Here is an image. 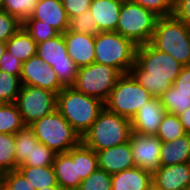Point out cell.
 Segmentation results:
<instances>
[{
	"label": "cell",
	"instance_id": "cell-47",
	"mask_svg": "<svg viewBox=\"0 0 190 190\" xmlns=\"http://www.w3.org/2000/svg\"><path fill=\"white\" fill-rule=\"evenodd\" d=\"M38 190H63L60 186H50L47 188H40Z\"/></svg>",
	"mask_w": 190,
	"mask_h": 190
},
{
	"label": "cell",
	"instance_id": "cell-16",
	"mask_svg": "<svg viewBox=\"0 0 190 190\" xmlns=\"http://www.w3.org/2000/svg\"><path fill=\"white\" fill-rule=\"evenodd\" d=\"M63 35L68 55L78 68L88 66L94 62L95 36L69 30Z\"/></svg>",
	"mask_w": 190,
	"mask_h": 190
},
{
	"label": "cell",
	"instance_id": "cell-9",
	"mask_svg": "<svg viewBox=\"0 0 190 190\" xmlns=\"http://www.w3.org/2000/svg\"><path fill=\"white\" fill-rule=\"evenodd\" d=\"M122 75L118 69L93 62L78 68L72 87L78 92L105 102Z\"/></svg>",
	"mask_w": 190,
	"mask_h": 190
},
{
	"label": "cell",
	"instance_id": "cell-45",
	"mask_svg": "<svg viewBox=\"0 0 190 190\" xmlns=\"http://www.w3.org/2000/svg\"><path fill=\"white\" fill-rule=\"evenodd\" d=\"M6 51V42L0 41V61L3 53Z\"/></svg>",
	"mask_w": 190,
	"mask_h": 190
},
{
	"label": "cell",
	"instance_id": "cell-42",
	"mask_svg": "<svg viewBox=\"0 0 190 190\" xmlns=\"http://www.w3.org/2000/svg\"><path fill=\"white\" fill-rule=\"evenodd\" d=\"M190 28V0H174V14Z\"/></svg>",
	"mask_w": 190,
	"mask_h": 190
},
{
	"label": "cell",
	"instance_id": "cell-20",
	"mask_svg": "<svg viewBox=\"0 0 190 190\" xmlns=\"http://www.w3.org/2000/svg\"><path fill=\"white\" fill-rule=\"evenodd\" d=\"M123 0H92L90 11L99 32L116 31Z\"/></svg>",
	"mask_w": 190,
	"mask_h": 190
},
{
	"label": "cell",
	"instance_id": "cell-44",
	"mask_svg": "<svg viewBox=\"0 0 190 190\" xmlns=\"http://www.w3.org/2000/svg\"><path fill=\"white\" fill-rule=\"evenodd\" d=\"M187 134H190V108L178 115Z\"/></svg>",
	"mask_w": 190,
	"mask_h": 190
},
{
	"label": "cell",
	"instance_id": "cell-17",
	"mask_svg": "<svg viewBox=\"0 0 190 190\" xmlns=\"http://www.w3.org/2000/svg\"><path fill=\"white\" fill-rule=\"evenodd\" d=\"M98 168L115 174L135 166L130 142L96 152Z\"/></svg>",
	"mask_w": 190,
	"mask_h": 190
},
{
	"label": "cell",
	"instance_id": "cell-5",
	"mask_svg": "<svg viewBox=\"0 0 190 190\" xmlns=\"http://www.w3.org/2000/svg\"><path fill=\"white\" fill-rule=\"evenodd\" d=\"M135 45L131 40L116 31L99 32L95 36V63L130 73L136 59Z\"/></svg>",
	"mask_w": 190,
	"mask_h": 190
},
{
	"label": "cell",
	"instance_id": "cell-31",
	"mask_svg": "<svg viewBox=\"0 0 190 190\" xmlns=\"http://www.w3.org/2000/svg\"><path fill=\"white\" fill-rule=\"evenodd\" d=\"M21 86L19 76L0 71V103H15Z\"/></svg>",
	"mask_w": 190,
	"mask_h": 190
},
{
	"label": "cell",
	"instance_id": "cell-27",
	"mask_svg": "<svg viewBox=\"0 0 190 190\" xmlns=\"http://www.w3.org/2000/svg\"><path fill=\"white\" fill-rule=\"evenodd\" d=\"M25 126L15 103H0V133L15 134Z\"/></svg>",
	"mask_w": 190,
	"mask_h": 190
},
{
	"label": "cell",
	"instance_id": "cell-2",
	"mask_svg": "<svg viewBox=\"0 0 190 190\" xmlns=\"http://www.w3.org/2000/svg\"><path fill=\"white\" fill-rule=\"evenodd\" d=\"M103 108L104 102L100 99L78 92L72 86L64 87L57 94L56 109L81 138L91 128Z\"/></svg>",
	"mask_w": 190,
	"mask_h": 190
},
{
	"label": "cell",
	"instance_id": "cell-7",
	"mask_svg": "<svg viewBox=\"0 0 190 190\" xmlns=\"http://www.w3.org/2000/svg\"><path fill=\"white\" fill-rule=\"evenodd\" d=\"M159 16L131 0H123L116 32L140 46L150 43Z\"/></svg>",
	"mask_w": 190,
	"mask_h": 190
},
{
	"label": "cell",
	"instance_id": "cell-41",
	"mask_svg": "<svg viewBox=\"0 0 190 190\" xmlns=\"http://www.w3.org/2000/svg\"><path fill=\"white\" fill-rule=\"evenodd\" d=\"M69 19L90 9L92 0H61Z\"/></svg>",
	"mask_w": 190,
	"mask_h": 190
},
{
	"label": "cell",
	"instance_id": "cell-33",
	"mask_svg": "<svg viewBox=\"0 0 190 190\" xmlns=\"http://www.w3.org/2000/svg\"><path fill=\"white\" fill-rule=\"evenodd\" d=\"M22 27L37 44L53 38L59 34V32L52 26L45 25L43 21H38L35 19H26L22 23Z\"/></svg>",
	"mask_w": 190,
	"mask_h": 190
},
{
	"label": "cell",
	"instance_id": "cell-23",
	"mask_svg": "<svg viewBox=\"0 0 190 190\" xmlns=\"http://www.w3.org/2000/svg\"><path fill=\"white\" fill-rule=\"evenodd\" d=\"M6 50L22 62L37 55V43L21 27L7 42Z\"/></svg>",
	"mask_w": 190,
	"mask_h": 190
},
{
	"label": "cell",
	"instance_id": "cell-48",
	"mask_svg": "<svg viewBox=\"0 0 190 190\" xmlns=\"http://www.w3.org/2000/svg\"><path fill=\"white\" fill-rule=\"evenodd\" d=\"M3 0H0V10H2Z\"/></svg>",
	"mask_w": 190,
	"mask_h": 190
},
{
	"label": "cell",
	"instance_id": "cell-10",
	"mask_svg": "<svg viewBox=\"0 0 190 190\" xmlns=\"http://www.w3.org/2000/svg\"><path fill=\"white\" fill-rule=\"evenodd\" d=\"M37 55L56 72L59 82L64 87L74 84L78 67L68 55L63 34L59 33L57 36L37 44Z\"/></svg>",
	"mask_w": 190,
	"mask_h": 190
},
{
	"label": "cell",
	"instance_id": "cell-12",
	"mask_svg": "<svg viewBox=\"0 0 190 190\" xmlns=\"http://www.w3.org/2000/svg\"><path fill=\"white\" fill-rule=\"evenodd\" d=\"M136 167L154 173L161 167L160 152L162 141L156 135L131 132L129 138Z\"/></svg>",
	"mask_w": 190,
	"mask_h": 190
},
{
	"label": "cell",
	"instance_id": "cell-4",
	"mask_svg": "<svg viewBox=\"0 0 190 190\" xmlns=\"http://www.w3.org/2000/svg\"><path fill=\"white\" fill-rule=\"evenodd\" d=\"M150 43L183 66L190 65V28L174 15L158 18Z\"/></svg>",
	"mask_w": 190,
	"mask_h": 190
},
{
	"label": "cell",
	"instance_id": "cell-28",
	"mask_svg": "<svg viewBox=\"0 0 190 190\" xmlns=\"http://www.w3.org/2000/svg\"><path fill=\"white\" fill-rule=\"evenodd\" d=\"M182 123L176 114L166 112L162 118L160 126L157 130L156 136L162 142H172L178 137L186 135Z\"/></svg>",
	"mask_w": 190,
	"mask_h": 190
},
{
	"label": "cell",
	"instance_id": "cell-3",
	"mask_svg": "<svg viewBox=\"0 0 190 190\" xmlns=\"http://www.w3.org/2000/svg\"><path fill=\"white\" fill-rule=\"evenodd\" d=\"M131 132V120L104 107L81 142L98 152L128 142Z\"/></svg>",
	"mask_w": 190,
	"mask_h": 190
},
{
	"label": "cell",
	"instance_id": "cell-37",
	"mask_svg": "<svg viewBox=\"0 0 190 190\" xmlns=\"http://www.w3.org/2000/svg\"><path fill=\"white\" fill-rule=\"evenodd\" d=\"M152 11L159 17L172 16L174 14V0H131Z\"/></svg>",
	"mask_w": 190,
	"mask_h": 190
},
{
	"label": "cell",
	"instance_id": "cell-15",
	"mask_svg": "<svg viewBox=\"0 0 190 190\" xmlns=\"http://www.w3.org/2000/svg\"><path fill=\"white\" fill-rule=\"evenodd\" d=\"M166 113L160 98L153 97L144 103L131 119V130L143 135H156L162 118Z\"/></svg>",
	"mask_w": 190,
	"mask_h": 190
},
{
	"label": "cell",
	"instance_id": "cell-40",
	"mask_svg": "<svg viewBox=\"0 0 190 190\" xmlns=\"http://www.w3.org/2000/svg\"><path fill=\"white\" fill-rule=\"evenodd\" d=\"M22 65L23 62L21 60L6 50L1 57L0 71L20 77Z\"/></svg>",
	"mask_w": 190,
	"mask_h": 190
},
{
	"label": "cell",
	"instance_id": "cell-36",
	"mask_svg": "<svg viewBox=\"0 0 190 190\" xmlns=\"http://www.w3.org/2000/svg\"><path fill=\"white\" fill-rule=\"evenodd\" d=\"M77 190H111V174L97 168L86 179H83Z\"/></svg>",
	"mask_w": 190,
	"mask_h": 190
},
{
	"label": "cell",
	"instance_id": "cell-30",
	"mask_svg": "<svg viewBox=\"0 0 190 190\" xmlns=\"http://www.w3.org/2000/svg\"><path fill=\"white\" fill-rule=\"evenodd\" d=\"M14 134L0 133V169L4 172L17 170Z\"/></svg>",
	"mask_w": 190,
	"mask_h": 190
},
{
	"label": "cell",
	"instance_id": "cell-29",
	"mask_svg": "<svg viewBox=\"0 0 190 190\" xmlns=\"http://www.w3.org/2000/svg\"><path fill=\"white\" fill-rule=\"evenodd\" d=\"M15 158L19 167L27 157H30L33 145L39 141L34 136L33 130L29 126L17 131L15 134Z\"/></svg>",
	"mask_w": 190,
	"mask_h": 190
},
{
	"label": "cell",
	"instance_id": "cell-8",
	"mask_svg": "<svg viewBox=\"0 0 190 190\" xmlns=\"http://www.w3.org/2000/svg\"><path fill=\"white\" fill-rule=\"evenodd\" d=\"M153 96L130 74H123L116 87L104 102V107L111 112L131 120L141 106Z\"/></svg>",
	"mask_w": 190,
	"mask_h": 190
},
{
	"label": "cell",
	"instance_id": "cell-19",
	"mask_svg": "<svg viewBox=\"0 0 190 190\" xmlns=\"http://www.w3.org/2000/svg\"><path fill=\"white\" fill-rule=\"evenodd\" d=\"M152 173L133 167L111 175V190H152Z\"/></svg>",
	"mask_w": 190,
	"mask_h": 190
},
{
	"label": "cell",
	"instance_id": "cell-39",
	"mask_svg": "<svg viewBox=\"0 0 190 190\" xmlns=\"http://www.w3.org/2000/svg\"><path fill=\"white\" fill-rule=\"evenodd\" d=\"M3 187L5 190H35L18 170L5 172Z\"/></svg>",
	"mask_w": 190,
	"mask_h": 190
},
{
	"label": "cell",
	"instance_id": "cell-14",
	"mask_svg": "<svg viewBox=\"0 0 190 190\" xmlns=\"http://www.w3.org/2000/svg\"><path fill=\"white\" fill-rule=\"evenodd\" d=\"M153 190H187L190 187V162L161 166L152 174Z\"/></svg>",
	"mask_w": 190,
	"mask_h": 190
},
{
	"label": "cell",
	"instance_id": "cell-25",
	"mask_svg": "<svg viewBox=\"0 0 190 190\" xmlns=\"http://www.w3.org/2000/svg\"><path fill=\"white\" fill-rule=\"evenodd\" d=\"M17 170L27 178L35 190L59 186L53 166H19Z\"/></svg>",
	"mask_w": 190,
	"mask_h": 190
},
{
	"label": "cell",
	"instance_id": "cell-21",
	"mask_svg": "<svg viewBox=\"0 0 190 190\" xmlns=\"http://www.w3.org/2000/svg\"><path fill=\"white\" fill-rule=\"evenodd\" d=\"M58 185L63 190H77L82 180L77 175L76 162L67 153L56 154L53 162Z\"/></svg>",
	"mask_w": 190,
	"mask_h": 190
},
{
	"label": "cell",
	"instance_id": "cell-1",
	"mask_svg": "<svg viewBox=\"0 0 190 190\" xmlns=\"http://www.w3.org/2000/svg\"><path fill=\"white\" fill-rule=\"evenodd\" d=\"M183 65L151 43L137 46L135 64L130 74L153 97H160L179 75Z\"/></svg>",
	"mask_w": 190,
	"mask_h": 190
},
{
	"label": "cell",
	"instance_id": "cell-6",
	"mask_svg": "<svg viewBox=\"0 0 190 190\" xmlns=\"http://www.w3.org/2000/svg\"><path fill=\"white\" fill-rule=\"evenodd\" d=\"M29 127L40 143L57 154L68 152L81 143V136L57 109L33 122Z\"/></svg>",
	"mask_w": 190,
	"mask_h": 190
},
{
	"label": "cell",
	"instance_id": "cell-43",
	"mask_svg": "<svg viewBox=\"0 0 190 190\" xmlns=\"http://www.w3.org/2000/svg\"><path fill=\"white\" fill-rule=\"evenodd\" d=\"M178 91H190V65L183 66L181 72L173 82Z\"/></svg>",
	"mask_w": 190,
	"mask_h": 190
},
{
	"label": "cell",
	"instance_id": "cell-32",
	"mask_svg": "<svg viewBox=\"0 0 190 190\" xmlns=\"http://www.w3.org/2000/svg\"><path fill=\"white\" fill-rule=\"evenodd\" d=\"M39 0H3L2 10L15 16L21 23L30 18Z\"/></svg>",
	"mask_w": 190,
	"mask_h": 190
},
{
	"label": "cell",
	"instance_id": "cell-18",
	"mask_svg": "<svg viewBox=\"0 0 190 190\" xmlns=\"http://www.w3.org/2000/svg\"><path fill=\"white\" fill-rule=\"evenodd\" d=\"M43 21L59 33L63 34L68 30L69 18L62 5L61 0H39L30 18Z\"/></svg>",
	"mask_w": 190,
	"mask_h": 190
},
{
	"label": "cell",
	"instance_id": "cell-35",
	"mask_svg": "<svg viewBox=\"0 0 190 190\" xmlns=\"http://www.w3.org/2000/svg\"><path fill=\"white\" fill-rule=\"evenodd\" d=\"M68 30L93 36L99 33L97 23L90 10L69 19Z\"/></svg>",
	"mask_w": 190,
	"mask_h": 190
},
{
	"label": "cell",
	"instance_id": "cell-26",
	"mask_svg": "<svg viewBox=\"0 0 190 190\" xmlns=\"http://www.w3.org/2000/svg\"><path fill=\"white\" fill-rule=\"evenodd\" d=\"M159 98L165 111L177 116L190 108V91H178L173 85Z\"/></svg>",
	"mask_w": 190,
	"mask_h": 190
},
{
	"label": "cell",
	"instance_id": "cell-38",
	"mask_svg": "<svg viewBox=\"0 0 190 190\" xmlns=\"http://www.w3.org/2000/svg\"><path fill=\"white\" fill-rule=\"evenodd\" d=\"M22 23L4 10H0V41L7 42L20 28Z\"/></svg>",
	"mask_w": 190,
	"mask_h": 190
},
{
	"label": "cell",
	"instance_id": "cell-24",
	"mask_svg": "<svg viewBox=\"0 0 190 190\" xmlns=\"http://www.w3.org/2000/svg\"><path fill=\"white\" fill-rule=\"evenodd\" d=\"M76 162L77 175L81 180L86 179L98 168L96 152L82 142L67 152Z\"/></svg>",
	"mask_w": 190,
	"mask_h": 190
},
{
	"label": "cell",
	"instance_id": "cell-22",
	"mask_svg": "<svg viewBox=\"0 0 190 190\" xmlns=\"http://www.w3.org/2000/svg\"><path fill=\"white\" fill-rule=\"evenodd\" d=\"M161 166L190 162V134L178 137L172 142H162Z\"/></svg>",
	"mask_w": 190,
	"mask_h": 190
},
{
	"label": "cell",
	"instance_id": "cell-34",
	"mask_svg": "<svg viewBox=\"0 0 190 190\" xmlns=\"http://www.w3.org/2000/svg\"><path fill=\"white\" fill-rule=\"evenodd\" d=\"M56 154L46 145L38 142L36 145H33L30 157H27L20 166H52Z\"/></svg>",
	"mask_w": 190,
	"mask_h": 190
},
{
	"label": "cell",
	"instance_id": "cell-46",
	"mask_svg": "<svg viewBox=\"0 0 190 190\" xmlns=\"http://www.w3.org/2000/svg\"><path fill=\"white\" fill-rule=\"evenodd\" d=\"M5 172L0 169V189L3 188Z\"/></svg>",
	"mask_w": 190,
	"mask_h": 190
},
{
	"label": "cell",
	"instance_id": "cell-11",
	"mask_svg": "<svg viewBox=\"0 0 190 190\" xmlns=\"http://www.w3.org/2000/svg\"><path fill=\"white\" fill-rule=\"evenodd\" d=\"M15 104L26 126L56 110L57 94L35 86L22 85Z\"/></svg>",
	"mask_w": 190,
	"mask_h": 190
},
{
	"label": "cell",
	"instance_id": "cell-13",
	"mask_svg": "<svg viewBox=\"0 0 190 190\" xmlns=\"http://www.w3.org/2000/svg\"><path fill=\"white\" fill-rule=\"evenodd\" d=\"M20 81L22 85L40 87L56 94L64 88L56 72L38 55L23 62Z\"/></svg>",
	"mask_w": 190,
	"mask_h": 190
}]
</instances>
